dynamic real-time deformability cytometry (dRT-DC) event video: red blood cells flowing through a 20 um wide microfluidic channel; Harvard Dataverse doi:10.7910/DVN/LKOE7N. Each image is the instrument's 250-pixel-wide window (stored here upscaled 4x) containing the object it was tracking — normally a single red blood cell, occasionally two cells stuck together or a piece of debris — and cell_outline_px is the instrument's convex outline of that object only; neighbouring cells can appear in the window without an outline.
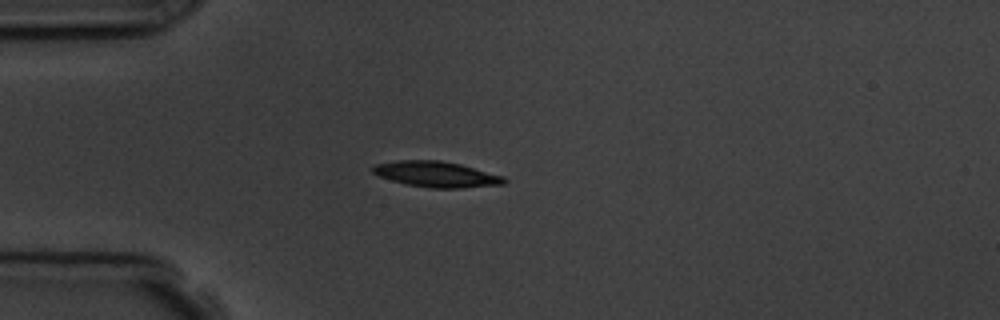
{"species": "common noctule bat (a hibernating species)", "species_latin": "Nyctalus noctula", "temperature_condition": "room temperature", "stored_images_in_passage": 3, "camera_frame_rate_fps": 3000, "um_per_image_px": 0.085, "animal": {"sex": "male", "body_mass_g": 19.5, "forearm_length_mm": 54.6}, "frame": {"image": 1, "passage_image": 1, "time_ms": 0.0, "image_size_px": [1000, 320], "cell_outline_px": [[508, 180], [504, 184], [460, 188], [428, 188], [404, 184], [380, 176], [372, 172], [372, 164], [396, 160], [440, 160], [460, 164], [504, 176]], "centroid_in_image_um": [37.07, 14.81], "position_along_channel_um": 47.9, "area_um2": 19.83}}